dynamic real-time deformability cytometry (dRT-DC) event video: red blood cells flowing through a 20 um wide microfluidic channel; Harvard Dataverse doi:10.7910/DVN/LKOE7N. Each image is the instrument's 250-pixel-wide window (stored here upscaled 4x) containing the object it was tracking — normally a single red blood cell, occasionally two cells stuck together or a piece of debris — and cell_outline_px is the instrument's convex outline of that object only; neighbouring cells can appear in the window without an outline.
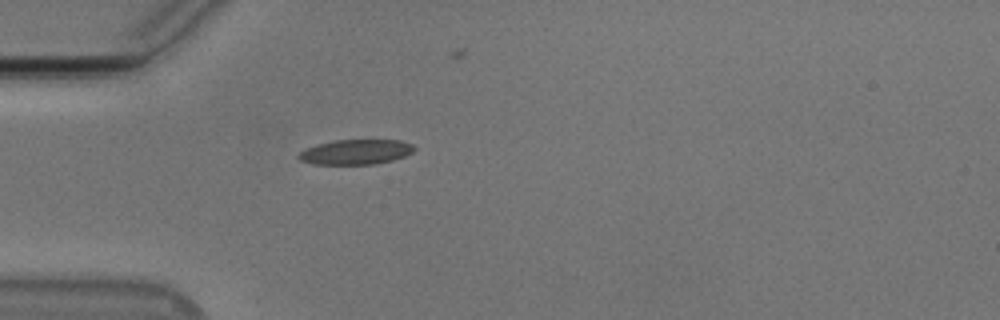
{"species": "Egyptian fruit bat (a non-hibernating species)", "species_latin": "Rousettus aegyptiacus", "temperature_condition": "cold", "stored_images_in_passage": 29, "camera_frame_rate_fps": 3000, "um_per_image_px": 0.085, "animal": {"sex": "male"}, "frame": {"image": 1, "passage_image": 1, "time_ms": 0.0, "image_size_px": [1000, 320], "cell_outline_px": [[416, 148], [412, 152], [404, 156], [392, 160], [372, 164], [312, 164], [300, 160], [296, 156], [304, 148], [336, 140], [400, 140], [412, 144]], "centroid_in_image_um": [30.22, 12.91], "position_along_channel_um": 54.8, "area_um2": 16.7}}
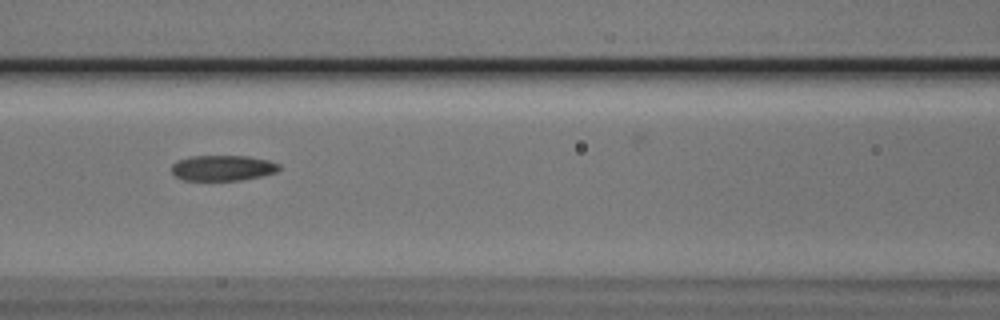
{"frame": {"image": 2, "passage_image": 9, "time_ms": 2.667, "image_size_px": [1000, 320], "cell_outline_px": [[280, 168], [276, 172], [260, 176], [240, 180], [184, 180], [176, 176], [172, 172], [172, 164], [176, 160], [188, 156], [248, 156], [268, 160], [280, 164]], "centroid_in_image_um": [18.91, 14.26], "position_along_channel_um": 147.7, "area_um2": 16.01}}
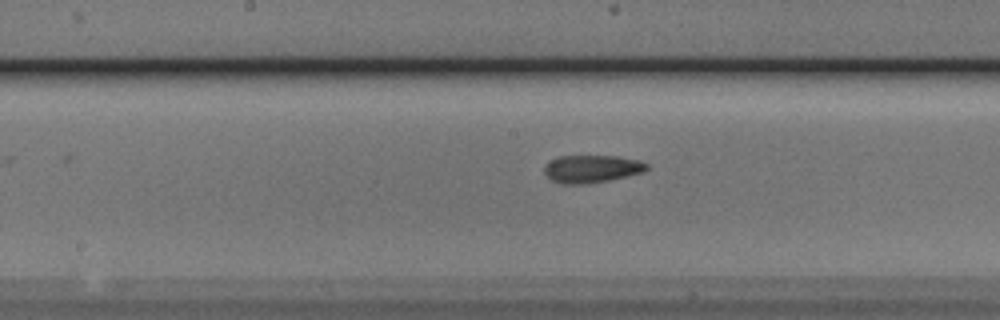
{"frame": {"image": 3, "passage_image": 13, "time_ms": 4.0, "image_size_px": [1000, 320], "cell_outline_px": [[648, 168], [640, 172], [628, 176], [588, 184], [560, 184], [552, 180], [544, 172], [544, 164], [548, 160], [560, 156], [616, 156], [636, 160], [648, 164]], "centroid_in_image_um": [50.23, 14.35], "position_along_channel_um": 198.0, "area_um2": 16.47}}